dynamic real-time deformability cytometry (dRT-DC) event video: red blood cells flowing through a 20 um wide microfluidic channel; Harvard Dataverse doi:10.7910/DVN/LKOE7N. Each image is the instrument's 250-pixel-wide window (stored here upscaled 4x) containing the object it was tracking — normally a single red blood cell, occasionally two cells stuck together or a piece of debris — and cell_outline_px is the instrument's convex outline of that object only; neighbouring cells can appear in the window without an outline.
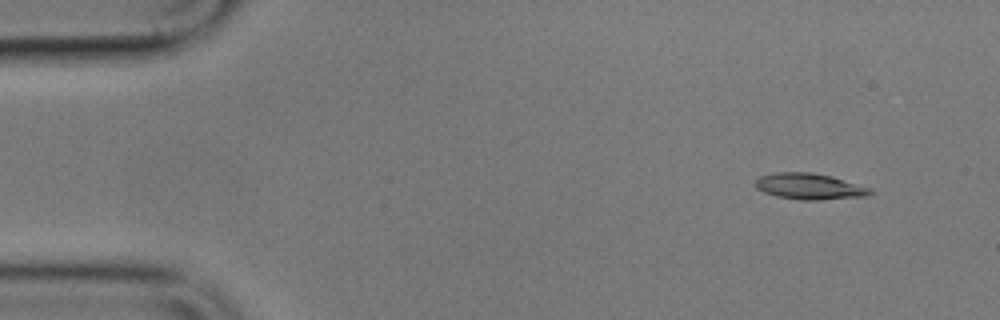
{"species": "common noctule bat (a hibernating species)", "species_latin": "Nyctalus noctula", "temperature_condition": "cold", "stored_images_in_passage": 6, "segment_of_instrument_passage": [1, 2], "camera_frame_rate_fps": 3000, "um_per_image_px": 0.085, "animal": {"sex": "male", "body_mass_g": 17.9}, "frame": {"image": 1, "passage_image": 2, "time_ms": 1.0, "image_size_px": [1000, 320], "cell_outline_px": [[876, 192], [868, 196], [820, 200], [800, 200], [776, 196], [764, 192], [756, 188], [756, 180], [760, 176], [776, 172], [812, 172], [832, 176], [872, 188]], "centroid_in_image_um": [68.86, 15.85], "position_along_channel_um": 16.1, "area_um2": 17.69}}